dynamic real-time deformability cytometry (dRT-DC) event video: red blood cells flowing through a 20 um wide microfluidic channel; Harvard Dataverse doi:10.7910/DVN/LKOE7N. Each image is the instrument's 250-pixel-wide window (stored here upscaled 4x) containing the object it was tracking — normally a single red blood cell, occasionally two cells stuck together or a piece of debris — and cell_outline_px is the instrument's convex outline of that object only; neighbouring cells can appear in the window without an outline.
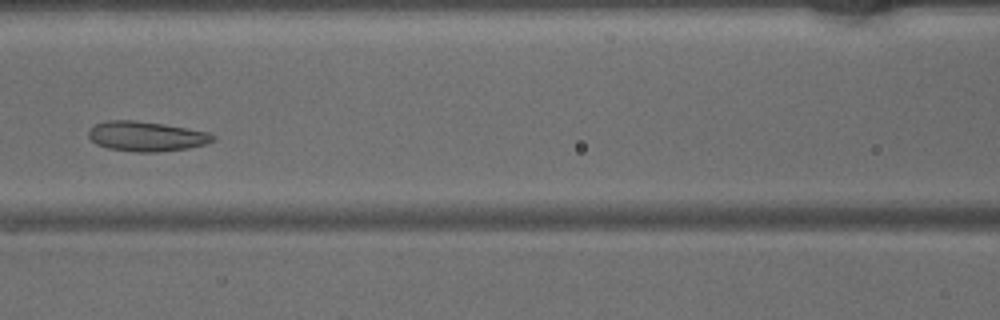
{"species": "common noctule bat (a hibernating species)", "species_latin": "Nyctalus noctula", "temperature_condition": "warm", "stored_images_in_passage": 48, "camera_frame_rate_fps": 3000, "um_per_image_px": 0.085, "animal": {"sex": "male", "body_mass_g": 15.6}, "frame": {"image": 1, "passage_image": 22, "time_ms": 7.0, "image_size_px": [1000, 320], "cell_outline_px": [[216, 140], [208, 144], [188, 148], [156, 152], [136, 152], [108, 148], [96, 144], [88, 136], [88, 128], [104, 120], [136, 120], [164, 124], [188, 128], [208, 132], [216, 136]], "centroid_in_image_um": [12.45, 11.58], "position_along_channel_um": 154.2, "area_um2": 21.91}}
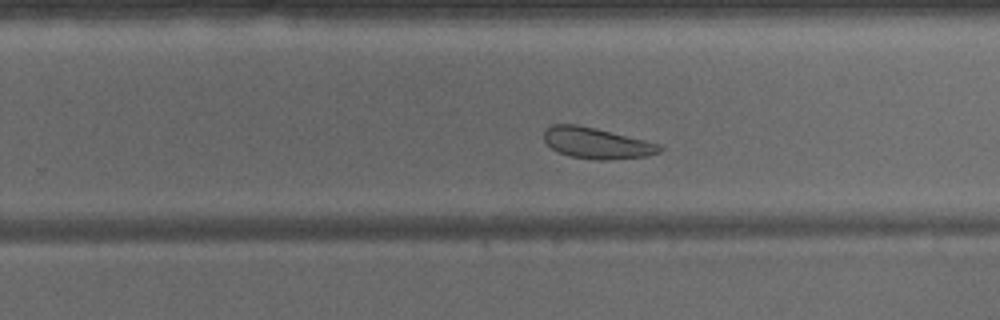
{"frame": {"image": 2, "passage_image": 31, "time_ms": 10.0, "image_size_px": [1000, 320], "cell_outline_px": [[664, 148], [660, 152], [648, 156], [604, 160], [600, 160], [572, 156], [560, 152], [552, 148], [544, 140], [544, 132], [552, 124], [576, 124], [596, 128], [660, 144]], "centroid_in_image_um": [50.74, 12.16], "position_along_channel_um": 279.1, "area_um2": 20.63}}
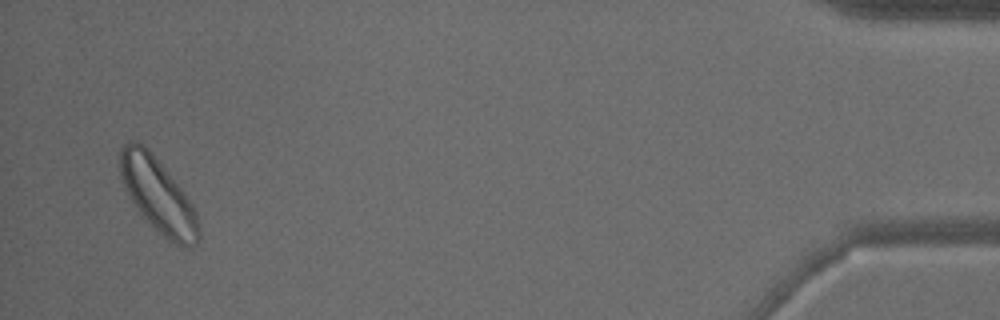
{"frame": {"image": 3, "passage_image": 47, "time_ms": 15.333, "image_size_px": [1000, 320], "cell_outline_px": [[200, 240], [192, 248], [180, 248], [156, 232], [144, 220], [132, 204], [120, 180], [120, 148], [128, 140], [136, 140], [144, 144], [148, 148], [184, 192], [192, 204], [196, 212], [200, 224]], "centroid_in_image_um": [13.43, 16.66], "position_along_channel_um": 421.8, "area_um2": 35.03}}